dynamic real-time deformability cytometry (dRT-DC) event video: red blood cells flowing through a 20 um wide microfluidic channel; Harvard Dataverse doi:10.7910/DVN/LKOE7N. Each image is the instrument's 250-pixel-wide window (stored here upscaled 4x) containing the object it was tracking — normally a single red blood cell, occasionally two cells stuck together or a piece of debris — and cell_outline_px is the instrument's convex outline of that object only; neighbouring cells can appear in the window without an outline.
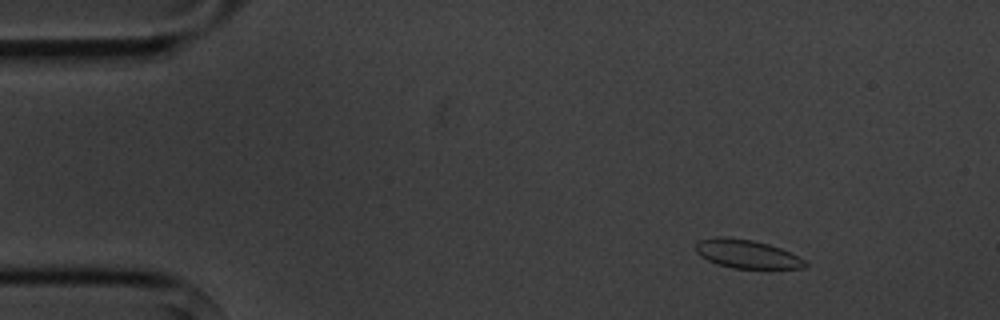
{"species": "common noctule bat (a hibernating species)", "species_latin": "Nyctalus noctula", "temperature_condition": "cold", "stored_images_in_passage": 4, "camera_frame_rate_fps": 3000, "um_per_image_px": 0.085, "animal": {"sex": "male", "body_mass_g": 20.1, "forearm_length_mm": 53.5}, "frame": {"image": 1, "passage_image": 2, "time_ms": 1.333, "image_size_px": [1000, 320], "cell_outline_px": [[808, 264], [804, 268], [732, 268], [708, 260], [700, 256], [696, 252], [696, 240], [716, 236], [724, 236], [752, 240], [768, 244], [780, 248], [804, 260]], "centroid_in_image_um": [63.42, 21.57], "position_along_channel_um": 21.6, "area_um2": 18.03}}